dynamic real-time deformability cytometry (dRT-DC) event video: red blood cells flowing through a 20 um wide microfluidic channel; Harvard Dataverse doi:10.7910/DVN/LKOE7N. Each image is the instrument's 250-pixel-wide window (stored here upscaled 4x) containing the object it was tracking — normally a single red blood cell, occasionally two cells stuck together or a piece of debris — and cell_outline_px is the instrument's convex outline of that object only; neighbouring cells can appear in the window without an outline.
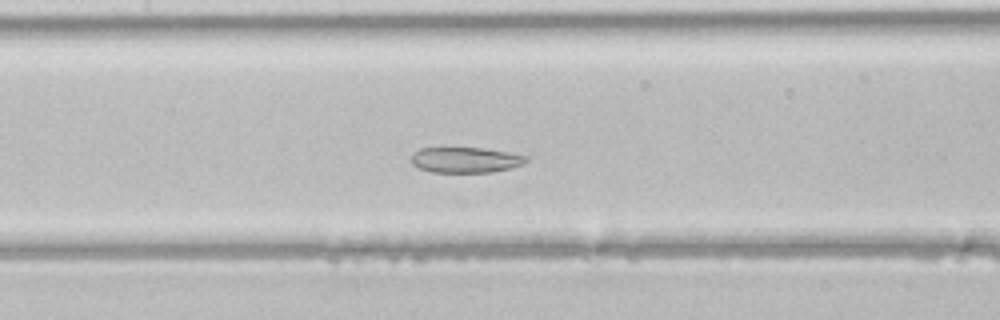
{"species": "common noctule bat (a hibernating species)", "species_latin": "Nyctalus noctula", "temperature_condition": "room temperature", "stored_images_in_passage": 49, "camera_frame_rate_fps": 3000, "um_per_image_px": 0.085, "animal": {"sex": "male", "body_mass_g": 21.5, "forearm_length_mm": 52.0}, "frame": {"image": 1, "passage_image": 22, "time_ms": 7.0, "image_size_px": [1000, 320], "cell_outline_px": [[528, 160], [524, 164], [492, 172], [432, 172], [420, 168], [412, 164], [412, 156], [420, 148], [484, 148], [508, 152], [528, 156]], "centroid_in_image_um": [39.6, 13.59], "position_along_channel_um": 167.8, "area_um2": 16.94}}
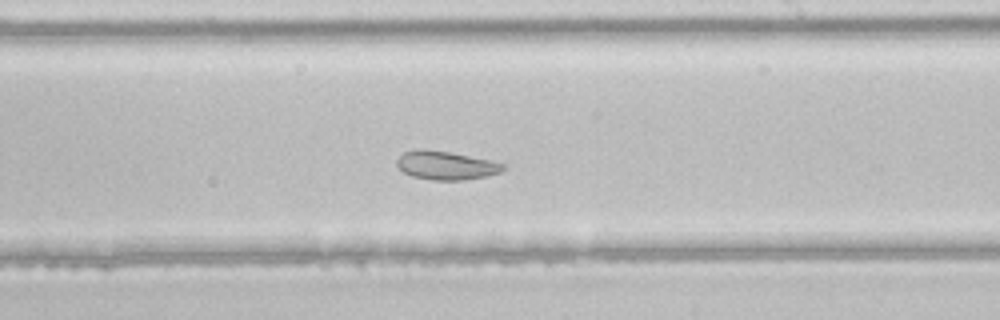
{"frame": {"image": 2, "passage_image": 28, "time_ms": 9.0, "image_size_px": [1000, 320], "cell_outline_px": [[504, 168], [500, 172], [488, 176], [464, 180], [432, 180], [412, 176], [404, 172], [396, 164], [396, 160], [404, 152], [416, 148], [424, 148], [448, 152], [488, 160], [504, 164]], "centroid_in_image_um": [37.86, 14.06], "position_along_channel_um": 251.1, "area_um2": 17.57}}
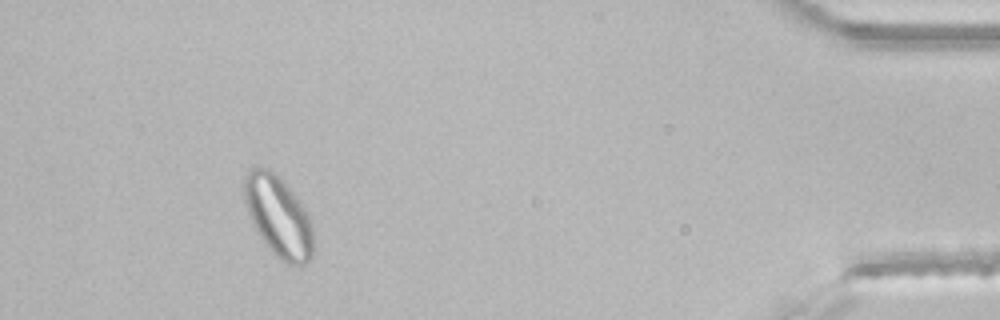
{"frame": {"image": 3, "passage_image": 44, "time_ms": 14.333, "image_size_px": [1000, 320], "cell_outline_px": [[312, 256], [304, 264], [288, 264], [280, 260], [272, 252], [256, 232], [248, 212], [244, 196], [244, 176], [252, 168], [268, 168], [284, 180], [304, 208], [312, 224]], "centroid_in_image_um": [23.65, 18.39], "position_along_channel_um": 411.5, "area_um2": 32.19}}